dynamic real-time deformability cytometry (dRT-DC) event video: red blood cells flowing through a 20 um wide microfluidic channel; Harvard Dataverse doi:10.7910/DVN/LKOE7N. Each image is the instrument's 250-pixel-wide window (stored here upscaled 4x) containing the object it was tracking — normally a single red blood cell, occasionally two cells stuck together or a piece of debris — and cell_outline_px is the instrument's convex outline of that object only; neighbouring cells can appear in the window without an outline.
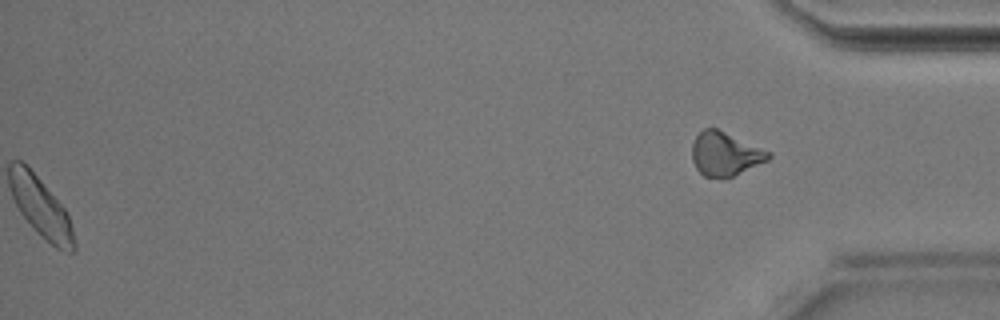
{"species": "Egyptian fruit bat (a non-hibernating species)", "species_latin": "Rousettus aegyptiacus", "temperature_condition": "room temperature", "stored_images_in_passage": 35, "segment_of_instrument_passage": [2, 2], "camera_frame_rate_fps": 3000, "um_per_image_px": 0.085, "animal": {"sex": "male"}, "frame": {"image": 1, "passage_image": 35, "time_ms": 11.333, "image_size_px": [1000, 320], "cell_outline_px": [[772, 156], [768, 160], [724, 180], [704, 176], [696, 168], [692, 160], [692, 144], [696, 136], [704, 128], [716, 128], [772, 152]], "centroid_in_image_um": [61.63, 13.1], "position_along_channel_um": 373.6, "area_um2": 19.59}}